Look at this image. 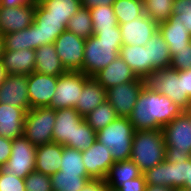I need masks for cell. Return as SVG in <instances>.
I'll return each mask as SVG.
<instances>
[{"label": "cell", "instance_id": "484cf974", "mask_svg": "<svg viewBox=\"0 0 191 191\" xmlns=\"http://www.w3.org/2000/svg\"><path fill=\"white\" fill-rule=\"evenodd\" d=\"M35 72L50 76H60L66 72L54 47V43L35 49Z\"/></svg>", "mask_w": 191, "mask_h": 191}, {"label": "cell", "instance_id": "836d02e7", "mask_svg": "<svg viewBox=\"0 0 191 191\" xmlns=\"http://www.w3.org/2000/svg\"><path fill=\"white\" fill-rule=\"evenodd\" d=\"M66 29L84 39L93 35L92 18L88 8L80 7L68 20Z\"/></svg>", "mask_w": 191, "mask_h": 191}, {"label": "cell", "instance_id": "d590c367", "mask_svg": "<svg viewBox=\"0 0 191 191\" xmlns=\"http://www.w3.org/2000/svg\"><path fill=\"white\" fill-rule=\"evenodd\" d=\"M60 171L64 173H79L81 176H88L83 160L82 151L68 146H63Z\"/></svg>", "mask_w": 191, "mask_h": 191}, {"label": "cell", "instance_id": "9c48e42d", "mask_svg": "<svg viewBox=\"0 0 191 191\" xmlns=\"http://www.w3.org/2000/svg\"><path fill=\"white\" fill-rule=\"evenodd\" d=\"M83 72L66 71L58 77L50 108H75L83 90L84 83L89 79Z\"/></svg>", "mask_w": 191, "mask_h": 191}, {"label": "cell", "instance_id": "f907efd6", "mask_svg": "<svg viewBox=\"0 0 191 191\" xmlns=\"http://www.w3.org/2000/svg\"><path fill=\"white\" fill-rule=\"evenodd\" d=\"M32 2V0H0V6L17 7Z\"/></svg>", "mask_w": 191, "mask_h": 191}, {"label": "cell", "instance_id": "ac0fdd59", "mask_svg": "<svg viewBox=\"0 0 191 191\" xmlns=\"http://www.w3.org/2000/svg\"><path fill=\"white\" fill-rule=\"evenodd\" d=\"M118 25L122 35V45L145 46L151 36L158 31V24L146 14Z\"/></svg>", "mask_w": 191, "mask_h": 191}, {"label": "cell", "instance_id": "6f0895ef", "mask_svg": "<svg viewBox=\"0 0 191 191\" xmlns=\"http://www.w3.org/2000/svg\"><path fill=\"white\" fill-rule=\"evenodd\" d=\"M186 111L191 114V100L189 102V106H188V109Z\"/></svg>", "mask_w": 191, "mask_h": 191}, {"label": "cell", "instance_id": "8fae6325", "mask_svg": "<svg viewBox=\"0 0 191 191\" xmlns=\"http://www.w3.org/2000/svg\"><path fill=\"white\" fill-rule=\"evenodd\" d=\"M85 40L67 29L56 38L54 47L66 71L82 72Z\"/></svg>", "mask_w": 191, "mask_h": 191}, {"label": "cell", "instance_id": "8992f818", "mask_svg": "<svg viewBox=\"0 0 191 191\" xmlns=\"http://www.w3.org/2000/svg\"><path fill=\"white\" fill-rule=\"evenodd\" d=\"M122 41L99 40L95 35L85 40L82 72L94 77L118 56Z\"/></svg>", "mask_w": 191, "mask_h": 191}, {"label": "cell", "instance_id": "603a6c76", "mask_svg": "<svg viewBox=\"0 0 191 191\" xmlns=\"http://www.w3.org/2000/svg\"><path fill=\"white\" fill-rule=\"evenodd\" d=\"M119 55L138 78L144 79L147 75L156 72L149 62L148 49L145 46L122 45Z\"/></svg>", "mask_w": 191, "mask_h": 191}, {"label": "cell", "instance_id": "681fc988", "mask_svg": "<svg viewBox=\"0 0 191 191\" xmlns=\"http://www.w3.org/2000/svg\"><path fill=\"white\" fill-rule=\"evenodd\" d=\"M183 85L184 92H187L188 97L191 99V69L183 70Z\"/></svg>", "mask_w": 191, "mask_h": 191}, {"label": "cell", "instance_id": "cb8c5ba5", "mask_svg": "<svg viewBox=\"0 0 191 191\" xmlns=\"http://www.w3.org/2000/svg\"><path fill=\"white\" fill-rule=\"evenodd\" d=\"M63 145L48 143L36 147L35 170L44 175L52 176L60 171Z\"/></svg>", "mask_w": 191, "mask_h": 191}, {"label": "cell", "instance_id": "6da1fadb", "mask_svg": "<svg viewBox=\"0 0 191 191\" xmlns=\"http://www.w3.org/2000/svg\"><path fill=\"white\" fill-rule=\"evenodd\" d=\"M184 110L167 96L143 88L128 117L134 130H158L181 116Z\"/></svg>", "mask_w": 191, "mask_h": 191}, {"label": "cell", "instance_id": "44dd1931", "mask_svg": "<svg viewBox=\"0 0 191 191\" xmlns=\"http://www.w3.org/2000/svg\"><path fill=\"white\" fill-rule=\"evenodd\" d=\"M25 116L22 108L0 103V136L12 140L23 136Z\"/></svg>", "mask_w": 191, "mask_h": 191}, {"label": "cell", "instance_id": "277c9868", "mask_svg": "<svg viewBox=\"0 0 191 191\" xmlns=\"http://www.w3.org/2000/svg\"><path fill=\"white\" fill-rule=\"evenodd\" d=\"M143 81L148 90L167 96L184 111L188 109L191 99L184 92L183 70L178 71L171 67L159 69L147 75Z\"/></svg>", "mask_w": 191, "mask_h": 191}, {"label": "cell", "instance_id": "9a60e30c", "mask_svg": "<svg viewBox=\"0 0 191 191\" xmlns=\"http://www.w3.org/2000/svg\"><path fill=\"white\" fill-rule=\"evenodd\" d=\"M82 160L91 179L105 180L110 167L115 163L110 149L96 140L93 145L82 151Z\"/></svg>", "mask_w": 191, "mask_h": 191}, {"label": "cell", "instance_id": "4dcf8cb0", "mask_svg": "<svg viewBox=\"0 0 191 191\" xmlns=\"http://www.w3.org/2000/svg\"><path fill=\"white\" fill-rule=\"evenodd\" d=\"M89 180H91L89 176H81L79 173H64L57 171L51 176L52 190L79 191Z\"/></svg>", "mask_w": 191, "mask_h": 191}, {"label": "cell", "instance_id": "f35d334b", "mask_svg": "<svg viewBox=\"0 0 191 191\" xmlns=\"http://www.w3.org/2000/svg\"><path fill=\"white\" fill-rule=\"evenodd\" d=\"M96 140V132L83 119L76 125L74 141H72L68 147L84 151L89 149Z\"/></svg>", "mask_w": 191, "mask_h": 191}, {"label": "cell", "instance_id": "d6986e66", "mask_svg": "<svg viewBox=\"0 0 191 191\" xmlns=\"http://www.w3.org/2000/svg\"><path fill=\"white\" fill-rule=\"evenodd\" d=\"M83 119L84 117L75 108L57 109L53 128V142L69 146L74 141L76 125Z\"/></svg>", "mask_w": 191, "mask_h": 191}, {"label": "cell", "instance_id": "3957f363", "mask_svg": "<svg viewBox=\"0 0 191 191\" xmlns=\"http://www.w3.org/2000/svg\"><path fill=\"white\" fill-rule=\"evenodd\" d=\"M134 127L128 117H117L96 132V139L110 149L115 162L130 160Z\"/></svg>", "mask_w": 191, "mask_h": 191}, {"label": "cell", "instance_id": "ba28073f", "mask_svg": "<svg viewBox=\"0 0 191 191\" xmlns=\"http://www.w3.org/2000/svg\"><path fill=\"white\" fill-rule=\"evenodd\" d=\"M56 110L50 107H39L26 112L24 137L34 146L53 142V128Z\"/></svg>", "mask_w": 191, "mask_h": 191}, {"label": "cell", "instance_id": "7dc6e473", "mask_svg": "<svg viewBox=\"0 0 191 191\" xmlns=\"http://www.w3.org/2000/svg\"><path fill=\"white\" fill-rule=\"evenodd\" d=\"M107 188L105 180L91 179L79 191H107Z\"/></svg>", "mask_w": 191, "mask_h": 191}, {"label": "cell", "instance_id": "52a82bcc", "mask_svg": "<svg viewBox=\"0 0 191 191\" xmlns=\"http://www.w3.org/2000/svg\"><path fill=\"white\" fill-rule=\"evenodd\" d=\"M143 174L147 185L183 187L191 190V158L175 163L164 160Z\"/></svg>", "mask_w": 191, "mask_h": 191}, {"label": "cell", "instance_id": "4316f807", "mask_svg": "<svg viewBox=\"0 0 191 191\" xmlns=\"http://www.w3.org/2000/svg\"><path fill=\"white\" fill-rule=\"evenodd\" d=\"M105 101L106 89L93 77H90L84 83L83 90L75 109L82 117H84Z\"/></svg>", "mask_w": 191, "mask_h": 191}, {"label": "cell", "instance_id": "e0dca14e", "mask_svg": "<svg viewBox=\"0 0 191 191\" xmlns=\"http://www.w3.org/2000/svg\"><path fill=\"white\" fill-rule=\"evenodd\" d=\"M69 19L45 18L35 9L32 24L34 50L46 44H52L56 38L66 30Z\"/></svg>", "mask_w": 191, "mask_h": 191}, {"label": "cell", "instance_id": "7a4b0ae2", "mask_svg": "<svg viewBox=\"0 0 191 191\" xmlns=\"http://www.w3.org/2000/svg\"><path fill=\"white\" fill-rule=\"evenodd\" d=\"M166 144L162 129L137 130L131 147L132 160L144 173L165 160Z\"/></svg>", "mask_w": 191, "mask_h": 191}, {"label": "cell", "instance_id": "c3c4849f", "mask_svg": "<svg viewBox=\"0 0 191 191\" xmlns=\"http://www.w3.org/2000/svg\"><path fill=\"white\" fill-rule=\"evenodd\" d=\"M115 0H81V7L94 8L98 6H109L114 3Z\"/></svg>", "mask_w": 191, "mask_h": 191}, {"label": "cell", "instance_id": "d4e9b609", "mask_svg": "<svg viewBox=\"0 0 191 191\" xmlns=\"http://www.w3.org/2000/svg\"><path fill=\"white\" fill-rule=\"evenodd\" d=\"M158 31L162 34L169 50H180L191 42V34L183 22H180L174 15L158 24Z\"/></svg>", "mask_w": 191, "mask_h": 191}, {"label": "cell", "instance_id": "83f0119b", "mask_svg": "<svg viewBox=\"0 0 191 191\" xmlns=\"http://www.w3.org/2000/svg\"><path fill=\"white\" fill-rule=\"evenodd\" d=\"M81 7V0H44L36 9L45 18L70 19Z\"/></svg>", "mask_w": 191, "mask_h": 191}, {"label": "cell", "instance_id": "f5cc1de1", "mask_svg": "<svg viewBox=\"0 0 191 191\" xmlns=\"http://www.w3.org/2000/svg\"><path fill=\"white\" fill-rule=\"evenodd\" d=\"M8 76L7 71L2 65V62L0 61V84L6 79Z\"/></svg>", "mask_w": 191, "mask_h": 191}, {"label": "cell", "instance_id": "f546056e", "mask_svg": "<svg viewBox=\"0 0 191 191\" xmlns=\"http://www.w3.org/2000/svg\"><path fill=\"white\" fill-rule=\"evenodd\" d=\"M148 49L149 62L156 69H164L171 66V54L162 34L156 31L145 44Z\"/></svg>", "mask_w": 191, "mask_h": 191}, {"label": "cell", "instance_id": "7c38bea8", "mask_svg": "<svg viewBox=\"0 0 191 191\" xmlns=\"http://www.w3.org/2000/svg\"><path fill=\"white\" fill-rule=\"evenodd\" d=\"M143 88L142 78L116 85L106 90V100L115 109L118 117H129Z\"/></svg>", "mask_w": 191, "mask_h": 191}, {"label": "cell", "instance_id": "ffe728a7", "mask_svg": "<svg viewBox=\"0 0 191 191\" xmlns=\"http://www.w3.org/2000/svg\"><path fill=\"white\" fill-rule=\"evenodd\" d=\"M93 78L106 90L110 87L138 79L120 55Z\"/></svg>", "mask_w": 191, "mask_h": 191}, {"label": "cell", "instance_id": "4fadbf2b", "mask_svg": "<svg viewBox=\"0 0 191 191\" xmlns=\"http://www.w3.org/2000/svg\"><path fill=\"white\" fill-rule=\"evenodd\" d=\"M58 76L33 72L28 75V96L30 109L50 107L55 94Z\"/></svg>", "mask_w": 191, "mask_h": 191}, {"label": "cell", "instance_id": "680465c9", "mask_svg": "<svg viewBox=\"0 0 191 191\" xmlns=\"http://www.w3.org/2000/svg\"><path fill=\"white\" fill-rule=\"evenodd\" d=\"M44 0H32V2H34L35 4H39L41 2H43Z\"/></svg>", "mask_w": 191, "mask_h": 191}, {"label": "cell", "instance_id": "db71d44e", "mask_svg": "<svg viewBox=\"0 0 191 191\" xmlns=\"http://www.w3.org/2000/svg\"><path fill=\"white\" fill-rule=\"evenodd\" d=\"M4 52V41H3V36L0 34V61L2 58Z\"/></svg>", "mask_w": 191, "mask_h": 191}, {"label": "cell", "instance_id": "9f6ffc18", "mask_svg": "<svg viewBox=\"0 0 191 191\" xmlns=\"http://www.w3.org/2000/svg\"><path fill=\"white\" fill-rule=\"evenodd\" d=\"M174 191H191V190L183 188V187H175Z\"/></svg>", "mask_w": 191, "mask_h": 191}, {"label": "cell", "instance_id": "5bb4252c", "mask_svg": "<svg viewBox=\"0 0 191 191\" xmlns=\"http://www.w3.org/2000/svg\"><path fill=\"white\" fill-rule=\"evenodd\" d=\"M35 9L34 2L17 7L0 6V34L27 29L34 22Z\"/></svg>", "mask_w": 191, "mask_h": 191}, {"label": "cell", "instance_id": "816d5d0a", "mask_svg": "<svg viewBox=\"0 0 191 191\" xmlns=\"http://www.w3.org/2000/svg\"><path fill=\"white\" fill-rule=\"evenodd\" d=\"M145 191H174V188L159 185H147Z\"/></svg>", "mask_w": 191, "mask_h": 191}, {"label": "cell", "instance_id": "f6af8a7d", "mask_svg": "<svg viewBox=\"0 0 191 191\" xmlns=\"http://www.w3.org/2000/svg\"><path fill=\"white\" fill-rule=\"evenodd\" d=\"M147 183L145 181V176H141L129 180L128 182L122 183L117 190L118 191H145Z\"/></svg>", "mask_w": 191, "mask_h": 191}, {"label": "cell", "instance_id": "91938a15", "mask_svg": "<svg viewBox=\"0 0 191 191\" xmlns=\"http://www.w3.org/2000/svg\"><path fill=\"white\" fill-rule=\"evenodd\" d=\"M107 191H118L117 189L107 188Z\"/></svg>", "mask_w": 191, "mask_h": 191}, {"label": "cell", "instance_id": "30bf717a", "mask_svg": "<svg viewBox=\"0 0 191 191\" xmlns=\"http://www.w3.org/2000/svg\"><path fill=\"white\" fill-rule=\"evenodd\" d=\"M36 146L31 144L24 135L12 140L11 155L1 168L4 172L25 178L35 170Z\"/></svg>", "mask_w": 191, "mask_h": 191}, {"label": "cell", "instance_id": "ab89813d", "mask_svg": "<svg viewBox=\"0 0 191 191\" xmlns=\"http://www.w3.org/2000/svg\"><path fill=\"white\" fill-rule=\"evenodd\" d=\"M25 191H53L51 184V176L44 175L34 170L25 178Z\"/></svg>", "mask_w": 191, "mask_h": 191}, {"label": "cell", "instance_id": "1f68e13d", "mask_svg": "<svg viewBox=\"0 0 191 191\" xmlns=\"http://www.w3.org/2000/svg\"><path fill=\"white\" fill-rule=\"evenodd\" d=\"M112 7L118 24L130 22L144 15L143 0H115Z\"/></svg>", "mask_w": 191, "mask_h": 191}, {"label": "cell", "instance_id": "7402d4cb", "mask_svg": "<svg viewBox=\"0 0 191 191\" xmlns=\"http://www.w3.org/2000/svg\"><path fill=\"white\" fill-rule=\"evenodd\" d=\"M1 62L8 75H29L35 69V50H4Z\"/></svg>", "mask_w": 191, "mask_h": 191}, {"label": "cell", "instance_id": "2e32d148", "mask_svg": "<svg viewBox=\"0 0 191 191\" xmlns=\"http://www.w3.org/2000/svg\"><path fill=\"white\" fill-rule=\"evenodd\" d=\"M27 83L28 75H8L0 84V103L22 108L25 112L30 110Z\"/></svg>", "mask_w": 191, "mask_h": 191}, {"label": "cell", "instance_id": "ee69618b", "mask_svg": "<svg viewBox=\"0 0 191 191\" xmlns=\"http://www.w3.org/2000/svg\"><path fill=\"white\" fill-rule=\"evenodd\" d=\"M93 35L99 40L122 41L119 25L111 29H93Z\"/></svg>", "mask_w": 191, "mask_h": 191}, {"label": "cell", "instance_id": "11a10c76", "mask_svg": "<svg viewBox=\"0 0 191 191\" xmlns=\"http://www.w3.org/2000/svg\"><path fill=\"white\" fill-rule=\"evenodd\" d=\"M183 115L188 119V123H189V125L191 127V114L188 113L187 111H184Z\"/></svg>", "mask_w": 191, "mask_h": 191}, {"label": "cell", "instance_id": "b9f144b4", "mask_svg": "<svg viewBox=\"0 0 191 191\" xmlns=\"http://www.w3.org/2000/svg\"><path fill=\"white\" fill-rule=\"evenodd\" d=\"M174 15L191 34V0H174L172 8Z\"/></svg>", "mask_w": 191, "mask_h": 191}, {"label": "cell", "instance_id": "60d3db41", "mask_svg": "<svg viewBox=\"0 0 191 191\" xmlns=\"http://www.w3.org/2000/svg\"><path fill=\"white\" fill-rule=\"evenodd\" d=\"M171 68L181 71L191 69V42L180 50H170Z\"/></svg>", "mask_w": 191, "mask_h": 191}, {"label": "cell", "instance_id": "8d00e7d4", "mask_svg": "<svg viewBox=\"0 0 191 191\" xmlns=\"http://www.w3.org/2000/svg\"><path fill=\"white\" fill-rule=\"evenodd\" d=\"M4 50H21L32 49L34 50V43L32 37V24L21 31L7 33L3 35Z\"/></svg>", "mask_w": 191, "mask_h": 191}, {"label": "cell", "instance_id": "e575fe53", "mask_svg": "<svg viewBox=\"0 0 191 191\" xmlns=\"http://www.w3.org/2000/svg\"><path fill=\"white\" fill-rule=\"evenodd\" d=\"M174 0H143L144 14L160 24L172 15Z\"/></svg>", "mask_w": 191, "mask_h": 191}, {"label": "cell", "instance_id": "bcb514c9", "mask_svg": "<svg viewBox=\"0 0 191 191\" xmlns=\"http://www.w3.org/2000/svg\"><path fill=\"white\" fill-rule=\"evenodd\" d=\"M12 139H7L0 136V168L8 161L11 155Z\"/></svg>", "mask_w": 191, "mask_h": 191}, {"label": "cell", "instance_id": "74e56055", "mask_svg": "<svg viewBox=\"0 0 191 191\" xmlns=\"http://www.w3.org/2000/svg\"><path fill=\"white\" fill-rule=\"evenodd\" d=\"M93 29H111L118 26L112 5L98 6L89 9Z\"/></svg>", "mask_w": 191, "mask_h": 191}, {"label": "cell", "instance_id": "d6a6232c", "mask_svg": "<svg viewBox=\"0 0 191 191\" xmlns=\"http://www.w3.org/2000/svg\"><path fill=\"white\" fill-rule=\"evenodd\" d=\"M117 117L118 116L116 115L115 109L106 100L86 116H84V120L92 127L95 132H98L113 122Z\"/></svg>", "mask_w": 191, "mask_h": 191}, {"label": "cell", "instance_id": "7bdbcfd3", "mask_svg": "<svg viewBox=\"0 0 191 191\" xmlns=\"http://www.w3.org/2000/svg\"><path fill=\"white\" fill-rule=\"evenodd\" d=\"M0 191H25L24 179L6 173L0 168Z\"/></svg>", "mask_w": 191, "mask_h": 191}, {"label": "cell", "instance_id": "5b68a950", "mask_svg": "<svg viewBox=\"0 0 191 191\" xmlns=\"http://www.w3.org/2000/svg\"><path fill=\"white\" fill-rule=\"evenodd\" d=\"M166 144L165 160L175 163L191 158V127L182 114L162 128Z\"/></svg>", "mask_w": 191, "mask_h": 191}, {"label": "cell", "instance_id": "f1b7e54d", "mask_svg": "<svg viewBox=\"0 0 191 191\" xmlns=\"http://www.w3.org/2000/svg\"><path fill=\"white\" fill-rule=\"evenodd\" d=\"M143 172L132 161L115 162L106 175L105 182L108 188L117 189L122 183L141 176Z\"/></svg>", "mask_w": 191, "mask_h": 191}]
</instances>
